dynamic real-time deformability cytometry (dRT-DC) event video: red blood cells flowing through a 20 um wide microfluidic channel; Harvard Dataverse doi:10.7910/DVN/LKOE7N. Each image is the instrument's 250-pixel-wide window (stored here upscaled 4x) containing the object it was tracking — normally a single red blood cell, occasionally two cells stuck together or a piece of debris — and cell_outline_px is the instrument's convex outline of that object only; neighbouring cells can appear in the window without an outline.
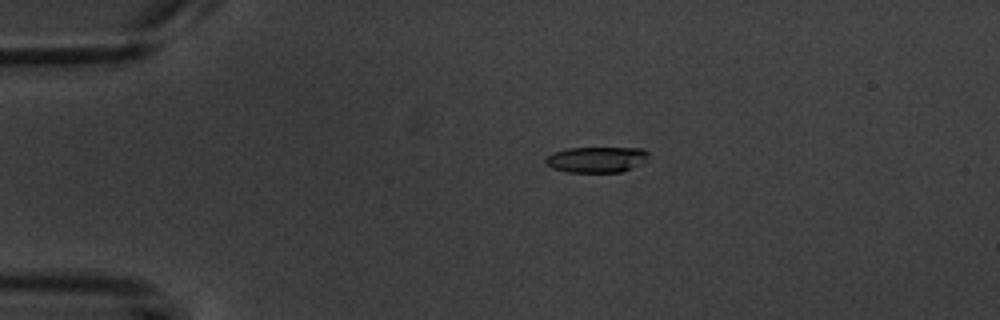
{"species": "common noctule bat (a hibernating species)", "species_latin": "Nyctalus noctula", "temperature_condition": "warm", "stored_images_in_passage": 6, "camera_frame_rate_fps": 3000, "um_per_image_px": 0.085, "animal": {"sex": "male", "body_mass_g": 20.1, "forearm_length_mm": 53.5}, "frame": {"image": 1, "passage_image": 4, "time_ms": 3.667, "image_size_px": [1000, 320], "cell_outline_px": [[648, 156], [644, 160], [620, 172], [568, 172], [552, 168], [544, 164], [544, 160], [552, 152], [568, 148], [644, 148], [648, 152]], "centroid_in_image_um": [50.62, 13.55], "position_along_channel_um": 34.4, "area_um2": 15.26}}
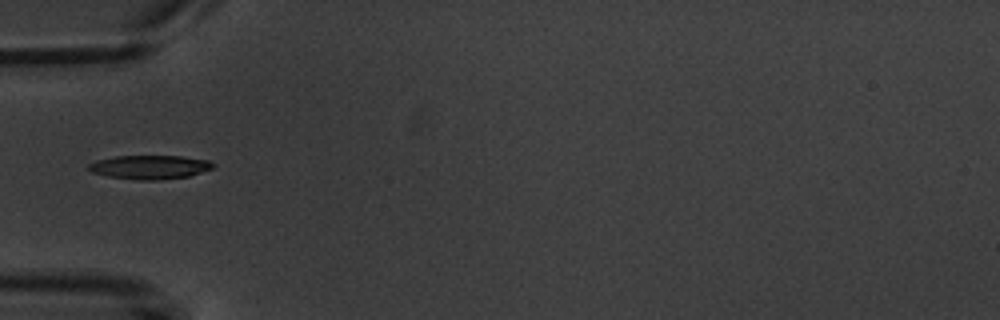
{"frame": {"image": 2, "passage_image": 6, "time_ms": 6.0, "image_size_px": [1000, 320], "cell_outline_px": [[216, 164], [212, 168], [188, 176], [156, 180], [136, 180], [108, 176], [92, 172], [88, 168], [88, 164], [96, 160], [116, 156], [180, 156], [208, 160]], "centroid_in_image_um": [12.71, 14.2], "position_along_channel_um": 72.3, "area_um2": 17.17}}